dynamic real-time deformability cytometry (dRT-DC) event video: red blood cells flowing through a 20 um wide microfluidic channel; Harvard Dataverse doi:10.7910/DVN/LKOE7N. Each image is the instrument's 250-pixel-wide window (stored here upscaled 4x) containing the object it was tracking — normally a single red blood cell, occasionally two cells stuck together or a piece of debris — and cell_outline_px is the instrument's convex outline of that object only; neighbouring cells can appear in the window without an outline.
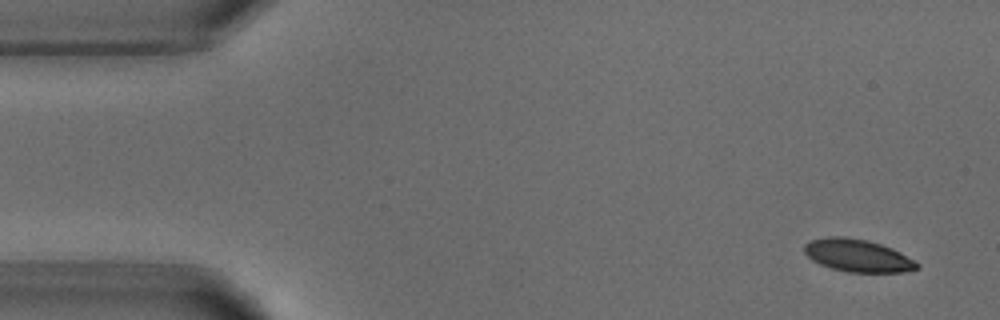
{"species": "common noctule bat (a hibernating species)", "species_latin": "Nyctalus noctula", "temperature_condition": "warm", "stored_images_in_passage": 4, "camera_frame_rate_fps": 3000, "um_per_image_px": 0.085, "animal": {"sex": "male", "body_mass_g": 18.8}, "frame": {"image": 1, "passage_image": 1, "time_ms": 0.0, "image_size_px": [1000, 320], "cell_outline_px": [[920, 268], [904, 272], [848, 272], [832, 268], [820, 264], [812, 260], [804, 252], [804, 244], [808, 240], [828, 236], [844, 236], [868, 240], [892, 248], [916, 260], [920, 264]], "centroid_in_image_um": [72.91, 21.71], "position_along_channel_um": 12.1, "area_um2": 21.62}}
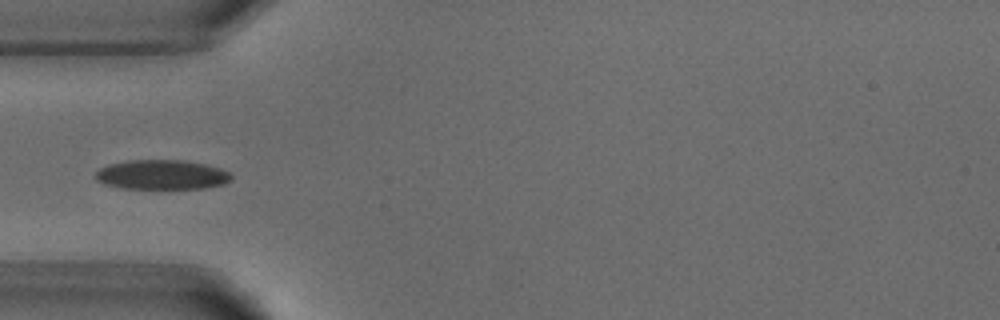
{"frame": {"image": 2, "passage_image": 4, "time_ms": 4.333, "image_size_px": [1000, 320], "cell_outline_px": [[232, 180], [224, 184], [204, 188], [120, 188], [104, 184], [96, 180], [96, 172], [100, 168], [108, 164], [128, 160], [184, 160], [204, 164], [220, 168], [228, 172], [232, 176]], "centroid_in_image_um": [13.75, 14.84], "position_along_channel_um": 71.3, "area_um2": 23.41}}